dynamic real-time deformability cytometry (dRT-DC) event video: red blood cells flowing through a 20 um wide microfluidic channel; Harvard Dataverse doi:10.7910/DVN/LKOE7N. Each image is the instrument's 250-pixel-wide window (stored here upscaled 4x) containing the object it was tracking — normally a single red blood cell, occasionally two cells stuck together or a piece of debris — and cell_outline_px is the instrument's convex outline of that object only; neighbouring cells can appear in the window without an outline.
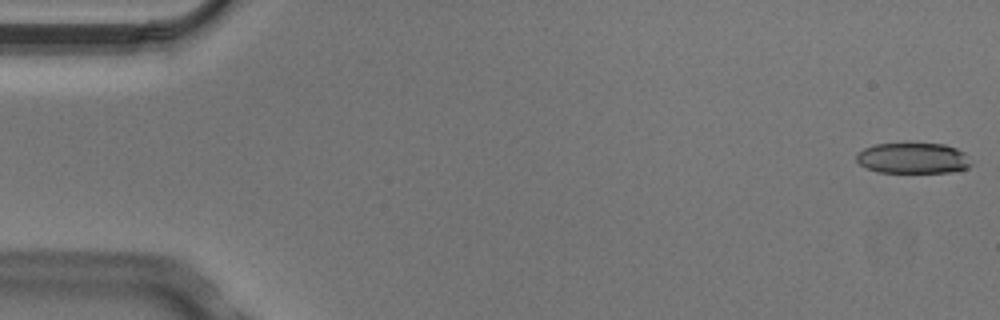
{"species": "Egyptian fruit bat (a non-hibernating species)", "species_latin": "Rousettus aegyptiacus", "temperature_condition": "cold", "stored_images_in_passage": 5, "camera_frame_rate_fps": 3000, "um_per_image_px": 0.085, "animal": {"sex": "male"}, "frame": {"image": 1, "passage_image": 1, "time_ms": 0.0, "image_size_px": [1000, 320], "cell_outline_px": [[972, 164], [968, 168], [948, 172], [876, 172], [860, 164], [856, 160], [856, 156], [864, 148], [876, 144], [944, 144], [956, 148], [964, 152]], "centroid_in_image_um": [77.61, 13.45], "position_along_channel_um": 7.4, "area_um2": 20.29}}
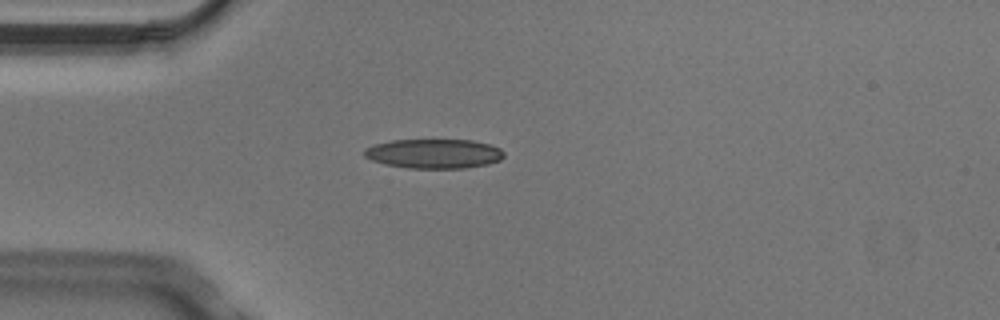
{"frame": {"image": 2, "passage_image": 4, "time_ms": 1.0, "image_size_px": [1000, 320], "cell_outline_px": [[504, 156], [500, 160], [488, 164], [464, 168], [408, 168], [384, 164], [372, 160], [364, 156], [364, 148], [372, 144], [392, 140], [472, 140], [488, 144], [500, 148], [504, 152]], "centroid_in_image_um": [36.86, 13.06], "position_along_channel_um": 48.1, "area_um2": 24.04}}